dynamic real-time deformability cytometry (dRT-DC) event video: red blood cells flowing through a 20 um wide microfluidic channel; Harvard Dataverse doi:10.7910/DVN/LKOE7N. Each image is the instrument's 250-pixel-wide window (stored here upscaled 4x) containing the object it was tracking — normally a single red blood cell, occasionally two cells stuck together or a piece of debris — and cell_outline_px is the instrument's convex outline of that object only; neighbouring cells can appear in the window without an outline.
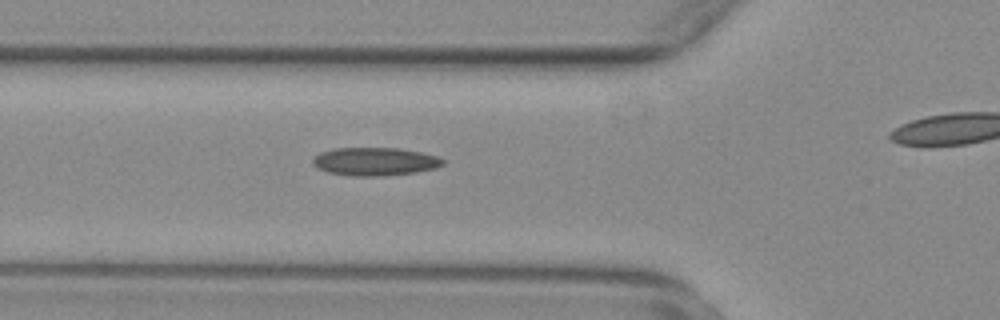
{"species": "common noctule bat (a hibernating species)", "species_latin": "Nyctalus noctula", "temperature_condition": "warm", "stored_images_in_passage": 35, "camera_frame_rate_fps": 3000, "um_per_image_px": 0.085, "animal": {"sex": "female", "body_mass_g": 29.2, "forearm_length_mm": 56.3}, "frame": {"image": 1, "passage_image": 10, "time_ms": 3.0, "image_size_px": [1000, 320], "cell_outline_px": [[444, 164], [436, 168], [416, 172], [384, 176], [352, 176], [328, 172], [316, 168], [312, 164], [312, 160], [320, 152], [332, 148], [400, 148], [420, 152], [436, 156], [444, 160]], "centroid_in_image_um": [31.85, 13.73], "position_along_channel_um": 94.0, "area_um2": 21.44}}
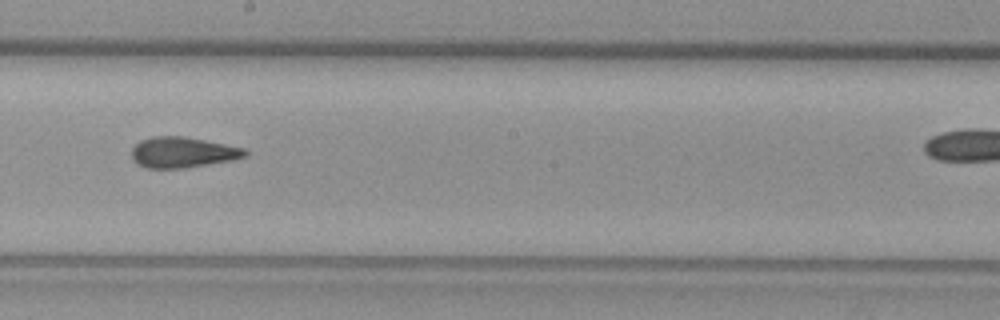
{"frame": {"image": 2, "passage_image": 21, "time_ms": 6.667, "image_size_px": [1000, 320], "cell_outline_px": [[248, 156], [232, 160], [184, 168], [144, 168], [136, 164], [132, 160], [132, 148], [140, 140], [152, 136], [184, 136], [244, 148], [248, 152]], "centroid_in_image_um": [15.5, 12.95], "position_along_channel_um": 232.7, "area_um2": 20.35}}
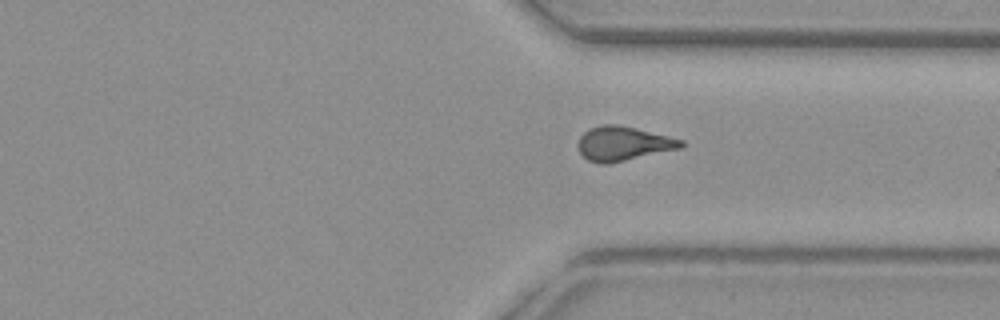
{"frame": {"image": 3, "passage_image": 31, "time_ms": 10.0, "image_size_px": [1000, 320], "cell_outline_px": [[684, 144], [680, 148], [608, 164], [600, 164], [588, 160], [580, 152], [576, 144], [580, 136], [588, 128], [604, 124], [616, 124], [636, 128], [684, 140]], "centroid_in_image_um": [52.93, 12.2], "position_along_channel_um": 358.5, "area_um2": 20.52}}